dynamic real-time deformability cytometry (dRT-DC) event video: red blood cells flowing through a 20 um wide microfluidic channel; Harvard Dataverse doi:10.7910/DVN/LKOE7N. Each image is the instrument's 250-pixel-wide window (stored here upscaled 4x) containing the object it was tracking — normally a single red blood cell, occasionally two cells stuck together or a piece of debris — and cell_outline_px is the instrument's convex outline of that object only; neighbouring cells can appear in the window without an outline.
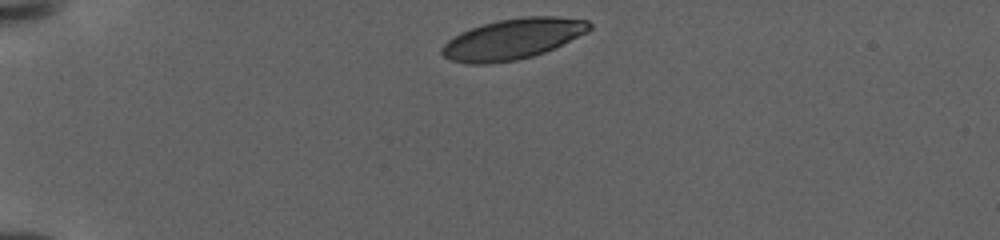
{"species": "human", "species_latin": "Homo sapiens", "temperature_condition": "warm", "stored_images_in_passage": 6, "camera_frame_rate_fps": 3000, "um_per_image_px": 0.085, "donor": {"sex": "female"}, "frame": {"image": 1, "passage_image": 1, "time_ms": 0.0, "image_size_px": [1000, 240], "cell_outline_px": [[592, 28], [588, 32], [544, 52], [532, 56], [516, 60], [488, 64], [468, 64], [448, 60], [440, 52], [440, 48], [448, 40], [460, 32], [496, 20], [524, 16], [556, 16], [588, 20], [592, 24]], "centroid_in_image_um": [43.57, 3.31], "position_along_channel_um": 41.4, "area_um2": 35.03}}
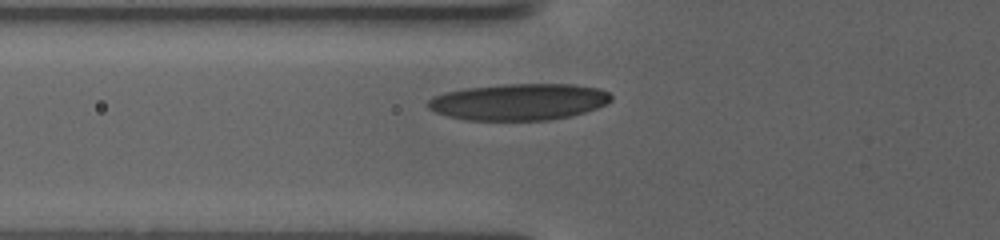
{"frame": {"image": 2, "passage_image": 4, "time_ms": 3.333, "image_size_px": [1000, 240], "cell_outline_px": [[612, 100], [608, 104], [572, 116], [548, 120], [464, 120], [448, 116], [436, 112], [428, 108], [428, 100], [432, 96], [444, 92], [468, 88], [504, 84], [572, 84], [600, 88], [608, 92], [612, 96]], "centroid_in_image_um": [44.13, 8.66], "position_along_channel_um": 81.7, "area_um2": 39.19}}
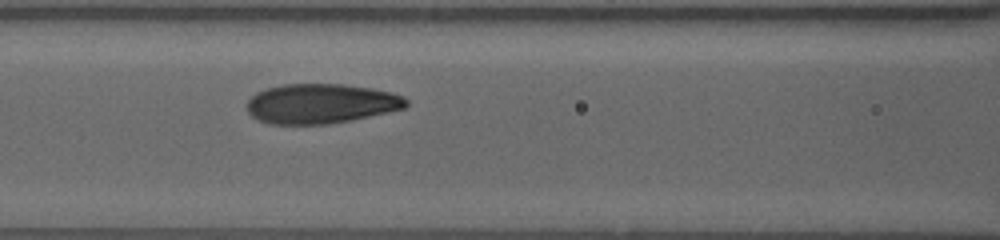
{"frame": {"image": 3, "passage_image": 6, "time_ms": 5.333, "image_size_px": [1000, 240], "cell_outline_px": [[408, 104], [404, 108], [388, 112], [352, 120], [328, 124], [268, 124], [252, 116], [248, 112], [248, 100], [256, 92], [268, 88], [284, 84], [344, 84], [372, 88], [392, 92], [404, 96], [408, 100]], "centroid_in_image_um": [27.31, 8.81], "position_along_channel_um": 139.3, "area_um2": 36.93}}